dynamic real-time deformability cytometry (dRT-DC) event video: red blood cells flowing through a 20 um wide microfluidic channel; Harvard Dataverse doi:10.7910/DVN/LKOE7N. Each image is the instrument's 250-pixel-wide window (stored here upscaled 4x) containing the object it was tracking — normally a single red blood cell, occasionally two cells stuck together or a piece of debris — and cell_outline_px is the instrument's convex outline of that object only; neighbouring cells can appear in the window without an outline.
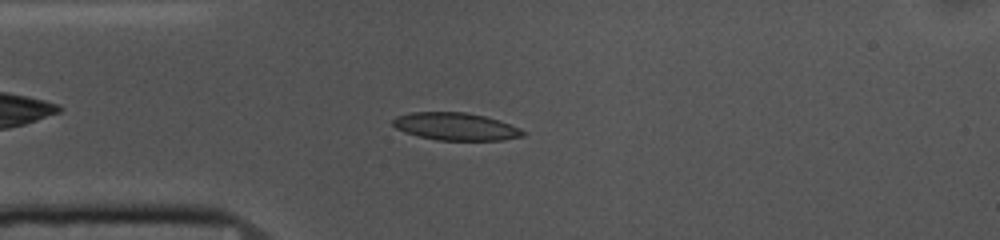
{"species": "common noctule bat (a hibernating species)", "species_latin": "Nyctalus noctula", "temperature_condition": "cold", "stored_images_in_passage": 49, "camera_frame_rate_fps": 3000, "um_per_image_px": 0.085, "animal": {"sex": "female", "body_mass_g": 10.0, "forearm_length_mm": 53.1}, "frame": {"image": 1, "passage_image": 8, "time_ms": 2.333, "image_size_px": [1000, 240], "cell_outline_px": [[524, 136], [504, 140], [436, 140], [404, 132], [396, 128], [392, 124], [392, 120], [396, 116], [412, 112], [464, 112], [484, 116], [500, 120], [520, 128], [524, 132]], "centroid_in_image_um": [38.73, 10.75], "position_along_channel_um": 46.3, "area_um2": 20.87}}
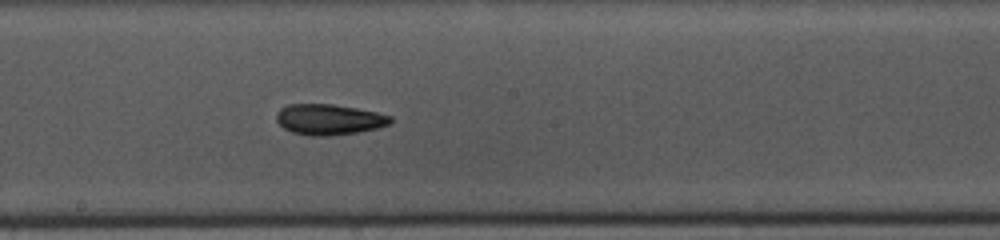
{"frame": {"image": 2, "passage_image": 23, "time_ms": 7.333, "image_size_px": [1000, 240], "cell_outline_px": [[392, 124], [376, 128], [356, 132], [332, 136], [308, 136], [292, 132], [284, 128], [276, 120], [276, 112], [280, 108], [288, 104], [332, 104], [356, 108], [376, 112], [392, 116]], "centroid_in_image_um": [27.95, 10.16], "position_along_channel_um": 220.2, "area_um2": 20.52}}
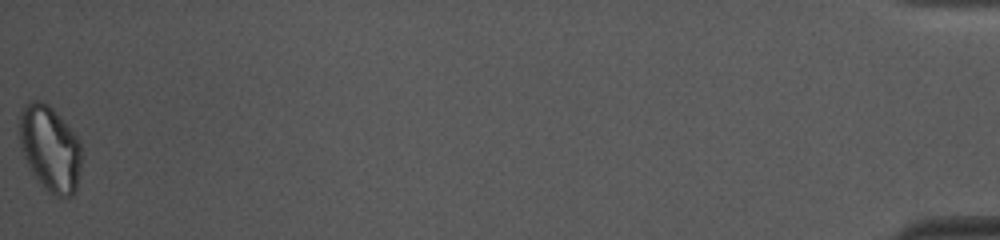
{"frame": {"image": 3, "passage_image": 49, "time_ms": 16.0, "image_size_px": [1000, 240], "cell_outline_px": [[80, 168], [76, 188], [72, 196], [56, 196], [48, 192], [28, 168], [20, 148], [20, 112], [32, 100], [40, 100], [48, 104], [60, 116], [80, 140]], "centroid_in_image_um": [4.24, 12.63], "position_along_channel_um": 431.0, "area_um2": 30.81}, "authors_computed_cell_mechanics": {"area_um2": 20.6346, "velocity_mm_per_s": 3.6505, "shape_relaxation_time_tau1_ms": 9.2377, "shape_relaxation_time_tau2_ms": 9.0504, "deformation_change_tau1": 0.1595, "deformation_change_tau2": 0.1459}}